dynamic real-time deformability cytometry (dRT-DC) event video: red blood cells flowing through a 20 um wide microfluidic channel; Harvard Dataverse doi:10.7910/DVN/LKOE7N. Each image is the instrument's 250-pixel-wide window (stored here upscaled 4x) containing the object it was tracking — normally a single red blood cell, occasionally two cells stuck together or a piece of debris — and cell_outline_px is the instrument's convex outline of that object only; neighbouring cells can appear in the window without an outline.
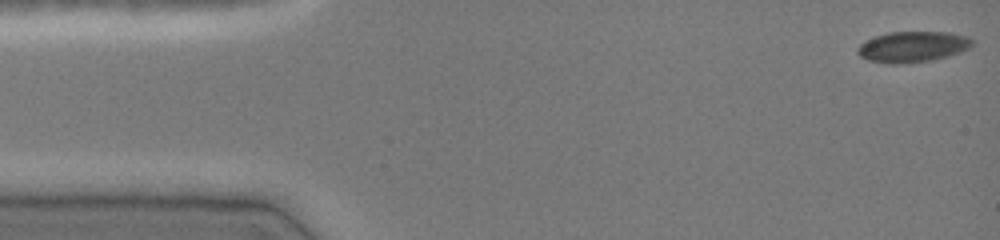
{"species": "common noctule bat (a hibernating species)", "species_latin": "Nyctalus noctula", "temperature_condition": "cold", "stored_images_in_passage": 47, "camera_frame_rate_fps": 3000, "um_per_image_px": 0.085, "animal": {"sex": "female", "body_mass_g": 19.0, "forearm_length_mm": 51.5}, "frame": {"image": 1, "passage_image": 1, "time_ms": 0.0, "image_size_px": [1000, 240], "cell_outline_px": [[976, 40], [972, 48], [948, 56], [932, 60], [900, 64], [888, 64], [868, 60], [860, 56], [856, 52], [856, 48], [860, 44], [876, 36], [888, 32], [952, 32], [968, 36]], "centroid_in_image_um": [77.63, 3.97], "position_along_channel_um": 7.4, "area_um2": 20.92}}
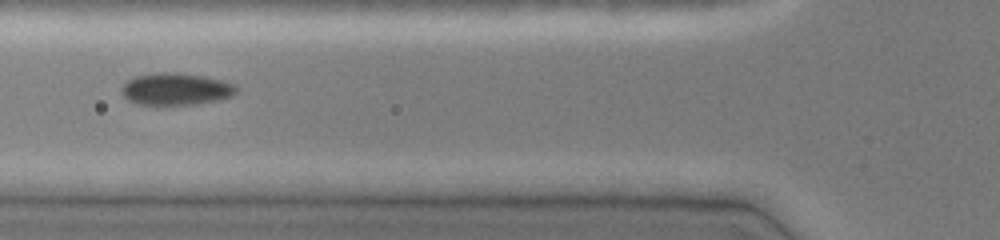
{"frame": {"image": 2, "passage_image": 17, "time_ms": 5.333, "image_size_px": [1000, 240], "cell_outline_px": [[236, 92], [232, 96], [220, 100], [164, 108], [156, 108], [136, 104], [128, 100], [120, 92], [120, 88], [128, 80], [136, 76], [156, 72], [172, 72], [204, 76], [224, 80], [236, 84]], "centroid_in_image_um": [14.91, 7.62], "position_along_channel_um": 110.9, "area_um2": 22.43}}
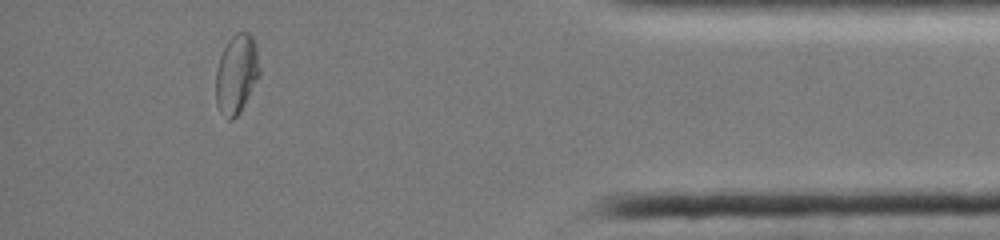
{"frame": {"image": 3, "passage_image": 42, "time_ms": 13.667, "image_size_px": [1000, 240], "cell_outline_px": [[260, 76], [240, 112], [232, 120], [228, 120], [216, 104], [216, 68], [220, 56], [228, 40], [236, 32], [248, 32], [252, 36], [256, 44], [260, 68]], "centroid_in_image_um": [20.12, 6.27], "position_along_channel_um": 415.1, "area_um2": 20.29}, "authors_computed_cell_mechanics": {"area_um2": 20.9236, "velocity_mm_per_s": 4.0562, "shape_relaxation_time_tau1_ms": null, "shape_relaxation_time_tau2_ms": 2.3118, "deformation_change_tau1": null, "deformation_change_tau2": 0.0399}}